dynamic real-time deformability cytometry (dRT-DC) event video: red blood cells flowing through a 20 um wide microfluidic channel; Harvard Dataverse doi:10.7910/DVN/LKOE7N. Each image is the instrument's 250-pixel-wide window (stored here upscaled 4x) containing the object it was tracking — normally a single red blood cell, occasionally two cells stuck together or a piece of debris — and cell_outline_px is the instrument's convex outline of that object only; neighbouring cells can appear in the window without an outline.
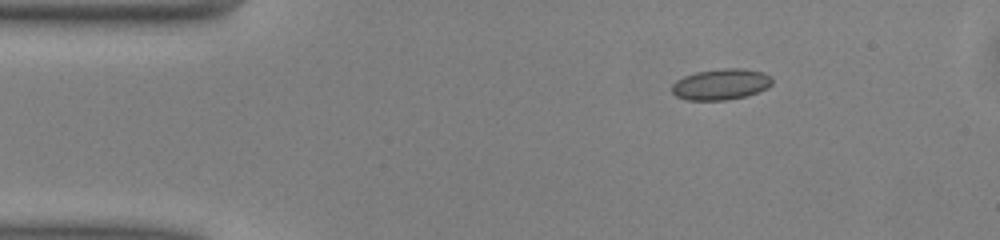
{"species": "common noctule bat (a hibernating species)", "species_latin": "Nyctalus noctula", "temperature_condition": "warm", "stored_images_in_passage": 44, "camera_frame_rate_fps": 3000, "um_per_image_px": 0.085, "animal": {"sex": "male", "body_mass_g": 13.0, "forearm_length_mm": 53.1}, "frame": {"image": 1, "passage_image": 1, "time_ms": 0.0, "image_size_px": [1000, 240], "cell_outline_px": [[772, 84], [768, 88], [744, 96], [724, 100], [688, 100], [676, 96], [672, 92], [672, 84], [676, 80], [684, 76], [696, 72], [724, 68], [740, 68], [764, 72], [772, 76]], "centroid_in_image_um": [61.28, 7.16], "position_along_channel_um": 23.7, "area_um2": 18.09}}
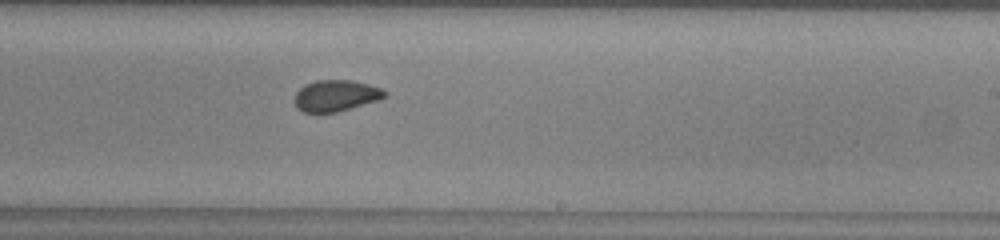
{"frame": {"image": 2, "passage_image": 23, "time_ms": 7.333, "image_size_px": [1000, 240], "cell_outline_px": [[388, 92], [380, 100], [336, 112], [304, 112], [296, 108], [296, 92], [304, 84], [316, 80], [352, 80], [384, 88]], "centroid_in_image_um": [28.58, 8.12], "position_along_channel_um": 260.4, "area_um2": 16.47}}
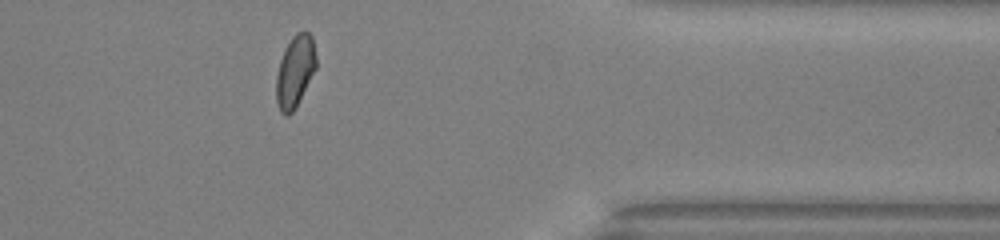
{"frame": {"image": 3, "passage_image": 34, "time_ms": 11.0, "image_size_px": [1000, 240], "cell_outline_px": [[316, 68], [296, 108], [288, 116], [284, 116], [280, 112], [276, 100], [276, 76], [280, 60], [292, 36], [296, 32], [308, 32], [312, 36], [316, 56]], "centroid_in_image_um": [25.08, 6.1], "position_along_channel_um": 386.3, "area_um2": 16.7}}